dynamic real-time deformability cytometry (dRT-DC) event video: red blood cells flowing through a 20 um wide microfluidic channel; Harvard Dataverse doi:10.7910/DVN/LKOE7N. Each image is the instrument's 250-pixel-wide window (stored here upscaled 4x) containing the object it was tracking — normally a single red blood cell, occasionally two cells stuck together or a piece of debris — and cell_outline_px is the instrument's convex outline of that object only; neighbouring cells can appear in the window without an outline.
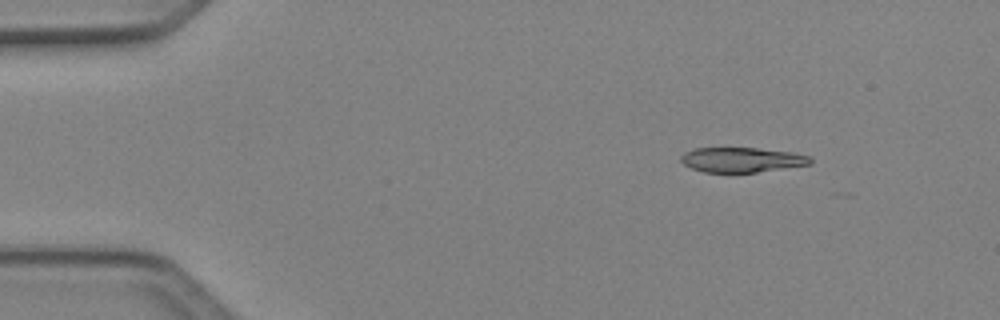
{"species": "Egyptian fruit bat (a non-hibernating species)", "species_latin": "Rousettus aegyptiacus", "temperature_condition": "cold", "stored_images_in_passage": 4, "camera_frame_rate_fps": 3000, "um_per_image_px": 0.085, "animal": {"sex": "female"}, "frame": {"image": 1, "passage_image": 2, "time_ms": 0.333, "image_size_px": [1000, 320], "cell_outline_px": [[812, 164], [756, 172], [704, 172], [692, 168], [684, 164], [680, 160], [680, 156], [684, 152], [696, 148], [756, 148], [792, 152], [812, 156]], "centroid_in_image_um": [63.07, 13.58], "position_along_channel_um": 21.9, "area_um2": 18.73}}